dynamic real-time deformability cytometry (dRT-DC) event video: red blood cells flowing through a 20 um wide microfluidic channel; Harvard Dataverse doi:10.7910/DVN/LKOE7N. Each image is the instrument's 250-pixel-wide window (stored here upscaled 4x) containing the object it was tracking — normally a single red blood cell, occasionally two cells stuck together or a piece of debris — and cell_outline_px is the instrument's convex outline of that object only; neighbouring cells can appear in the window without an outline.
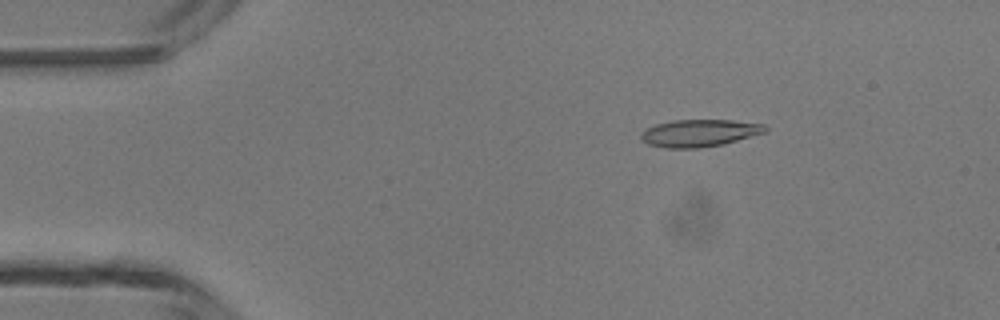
{"species": "common noctule bat (a hibernating species)", "species_latin": "Nyctalus noctula", "temperature_condition": "room temperature", "stored_images_in_passage": 46, "camera_frame_rate_fps": 3000, "um_per_image_px": 0.085, "animal": {"sex": "male", "body_mass_g": 13.3}, "frame": {"image": 1, "passage_image": 7, "time_ms": 2.0, "image_size_px": [1000, 320], "cell_outline_px": [[768, 128], [764, 132], [724, 144], [696, 148], [668, 148], [648, 144], [640, 140], [640, 132], [656, 124], [672, 120], [732, 120], [764, 124]], "centroid_in_image_um": [59.41, 11.3], "position_along_channel_um": 25.6, "area_um2": 19.65}}
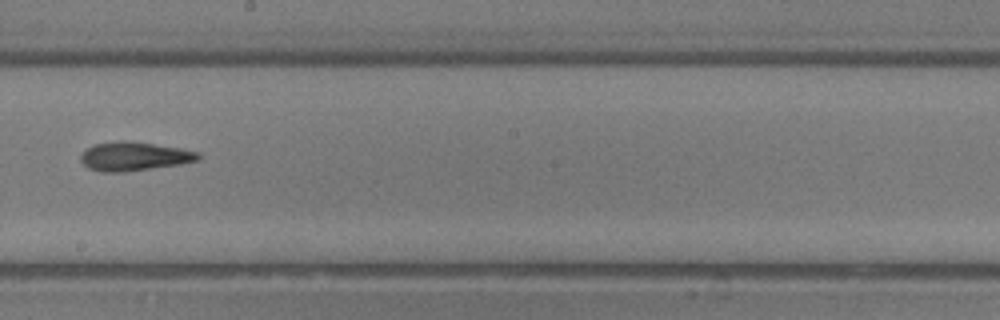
{"frame": {"image": 2, "passage_image": 26, "time_ms": 8.333, "image_size_px": [1000, 320], "cell_outline_px": [[200, 160], [180, 164], [124, 172], [100, 172], [88, 168], [80, 160], [80, 156], [92, 144], [120, 140], [128, 140], [180, 148], [200, 152]], "centroid_in_image_um": [11.4, 13.28], "position_along_channel_um": 236.8, "area_um2": 19.83}}
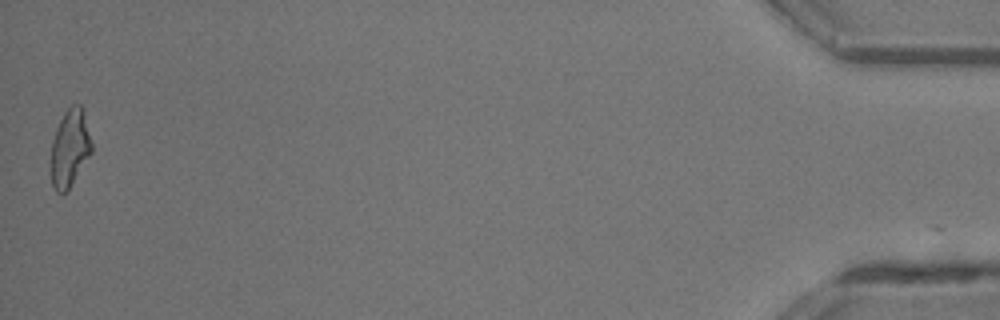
{"frame": {"image": 3, "passage_image": 46, "time_ms": 15.0, "image_size_px": [1000, 320], "cell_outline_px": [[92, 152], [68, 188], [64, 192], [56, 192], [52, 184], [48, 164], [52, 140], [56, 128], [64, 112], [72, 104], [80, 104], [84, 108], [92, 144]], "centroid_in_image_um": [5.9, 12.55], "position_along_channel_um": 429.3, "area_um2": 18.73}, "authors_computed_cell_mechanics": {"area_um2": 19.074, "velocity_mm_per_s": 4.4052, "shape_relaxation_time_tau1_ms": 8.0168, "shape_relaxation_time_tau2_ms": 2.8008, "deformation_change_tau1": 0.2534, "deformation_change_tau2": 0.1172}}